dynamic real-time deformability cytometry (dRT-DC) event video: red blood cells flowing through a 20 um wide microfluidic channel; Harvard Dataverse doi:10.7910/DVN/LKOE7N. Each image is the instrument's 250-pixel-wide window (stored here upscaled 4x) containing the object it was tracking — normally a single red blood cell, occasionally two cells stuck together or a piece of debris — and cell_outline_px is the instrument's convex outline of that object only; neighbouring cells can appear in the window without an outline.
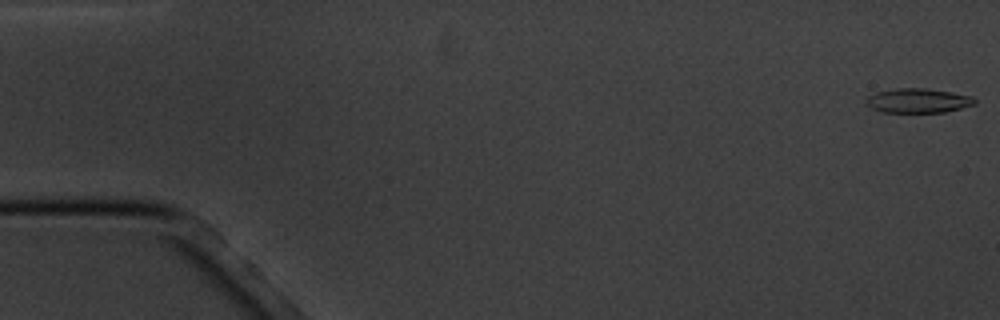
{"species": "common noctule bat (a hibernating species)", "species_latin": "Nyctalus noctula", "temperature_condition": "cold", "stored_images_in_passage": 6, "camera_frame_rate_fps": 3000, "um_per_image_px": 0.085, "animal": {"sex": "male", "body_mass_g": 20.1, "forearm_length_mm": 53.5}, "frame": {"image": 1, "passage_image": 1, "time_ms": 0.0, "image_size_px": [1000, 320], "cell_outline_px": [[976, 104], [944, 112], [880, 112], [872, 108], [864, 100], [868, 96], [876, 92], [896, 88], [924, 88], [972, 96], [976, 100]], "centroid_in_image_um": [78.01, 8.55], "position_along_channel_um": 7.0, "area_um2": 15.32}}
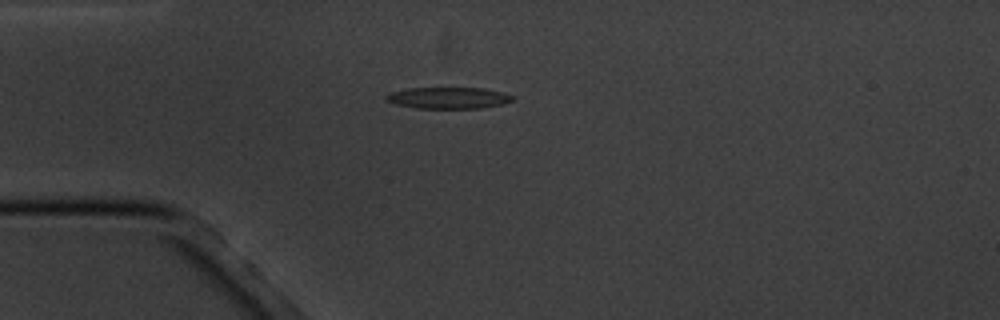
{"frame": {"image": 2, "passage_image": 5, "time_ms": 4.667, "image_size_px": [1000, 320], "cell_outline_px": [[516, 100], [504, 104], [480, 108], [416, 108], [396, 104], [384, 100], [384, 96], [392, 92], [408, 88], [484, 88], [516, 96]], "centroid_in_image_um": [38.15, 8.32], "position_along_channel_um": 46.9, "area_um2": 15.9}}